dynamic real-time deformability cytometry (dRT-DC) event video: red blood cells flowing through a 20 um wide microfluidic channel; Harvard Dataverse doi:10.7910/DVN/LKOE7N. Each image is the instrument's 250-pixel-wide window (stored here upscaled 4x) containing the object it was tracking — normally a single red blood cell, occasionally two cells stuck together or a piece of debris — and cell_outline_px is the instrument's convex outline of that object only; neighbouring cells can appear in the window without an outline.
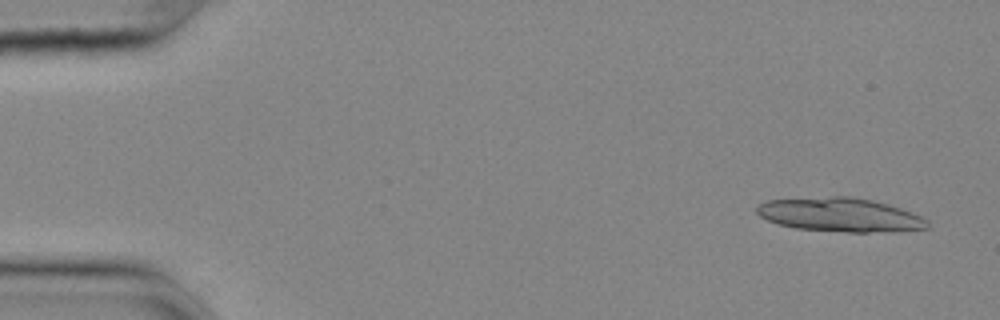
{"species": "common noctule bat (a hibernating species)", "species_latin": "Nyctalus noctula", "temperature_condition": "cold", "stored_images_in_passage": 13, "camera_frame_rate_fps": 3000, "um_per_image_px": 0.085, "animal": {"sex": "female", "body_mass_g": 25.1}, "frame": {"image": 1, "passage_image": 3, "time_ms": 0.667, "image_size_px": [1000, 320], "cell_outline_px": [[928, 228], [868, 232], [848, 232], [796, 228], [776, 224], [760, 216], [756, 212], [756, 204], [768, 200], [832, 196], [852, 196], [872, 200], [888, 204], [900, 208], [920, 216], [928, 220]], "centroid_in_image_um": [71.34, 18.24], "position_along_channel_um": 13.7, "area_um2": 33.47}}